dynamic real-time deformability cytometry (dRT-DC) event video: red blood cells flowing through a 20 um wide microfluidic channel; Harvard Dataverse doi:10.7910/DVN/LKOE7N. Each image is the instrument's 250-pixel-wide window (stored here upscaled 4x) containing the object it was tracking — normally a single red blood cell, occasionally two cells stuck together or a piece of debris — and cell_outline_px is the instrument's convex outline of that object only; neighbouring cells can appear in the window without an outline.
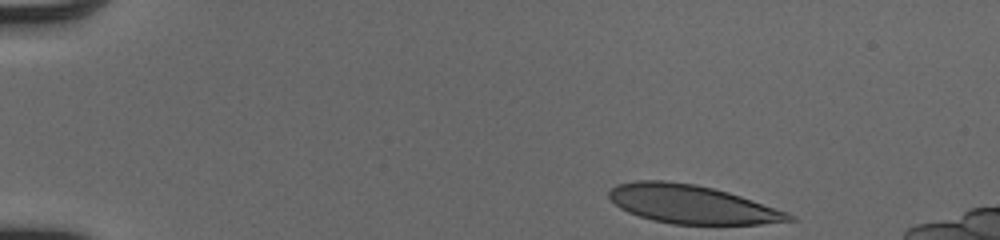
{"species": "human", "species_latin": "Homo sapiens", "temperature_condition": "cold", "stored_images_in_passage": 44, "camera_frame_rate_fps": 3000, "um_per_image_px": 0.085, "donor": {"sex": "male"}, "frame": {"image": 1, "passage_image": 1, "time_ms": 0.0, "image_size_px": [1000, 240], "cell_outline_px": [[796, 220], [760, 224], [672, 224], [652, 220], [628, 212], [620, 208], [608, 196], [608, 192], [616, 184], [636, 180], [668, 180], [696, 184], [728, 192], [788, 212], [796, 216]], "centroid_in_image_um": [58.79, 17.36], "position_along_channel_um": 26.2, "area_um2": 40.34}}
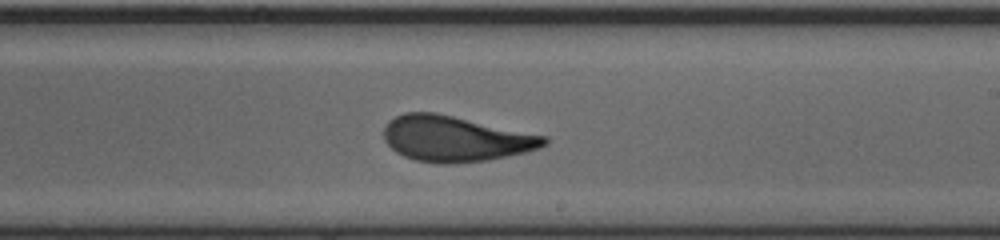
{"frame": {"image": 2, "passage_image": 25, "time_ms": 8.0, "image_size_px": [1000, 240], "cell_outline_px": [[548, 144], [540, 148], [524, 152], [488, 160], [452, 164], [436, 164], [416, 160], [404, 156], [396, 152], [384, 140], [384, 128], [388, 120], [404, 112], [436, 112], [548, 136]], "centroid_in_image_um": [38.71, 11.79], "position_along_channel_um": 250.3, "area_um2": 42.89}}
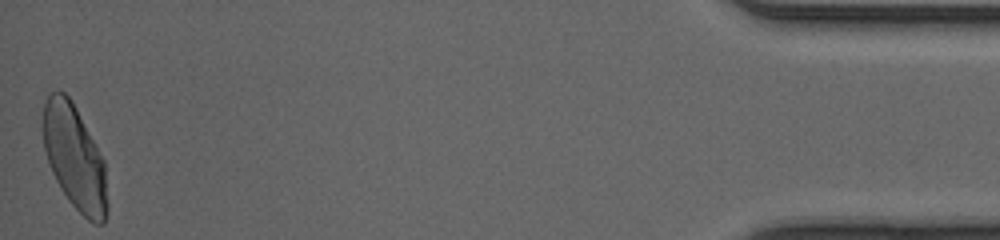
{"frame": {"image": 3, "passage_image": 44, "time_ms": 14.333, "image_size_px": [1000, 240], "cell_outline_px": [[108, 208], [104, 224], [92, 224], [68, 200], [60, 188], [52, 172], [44, 148], [44, 104], [48, 96], [52, 92], [64, 92], [72, 100], [104, 160], [108, 204]], "centroid_in_image_um": [6.37, 13.44], "position_along_channel_um": 428.8, "area_um2": 38.84}, "authors_computed_cell_mechanics": {"area_um2": 41.6738, "velocity_mm_per_s": 4.0984, "shape_relaxation_time_tau1_ms": 4.8318, "shape_relaxation_time_tau2_ms": 0.7463, "deformation_change_tau1": 0.1823, "deformation_change_tau2": 0.0671}}